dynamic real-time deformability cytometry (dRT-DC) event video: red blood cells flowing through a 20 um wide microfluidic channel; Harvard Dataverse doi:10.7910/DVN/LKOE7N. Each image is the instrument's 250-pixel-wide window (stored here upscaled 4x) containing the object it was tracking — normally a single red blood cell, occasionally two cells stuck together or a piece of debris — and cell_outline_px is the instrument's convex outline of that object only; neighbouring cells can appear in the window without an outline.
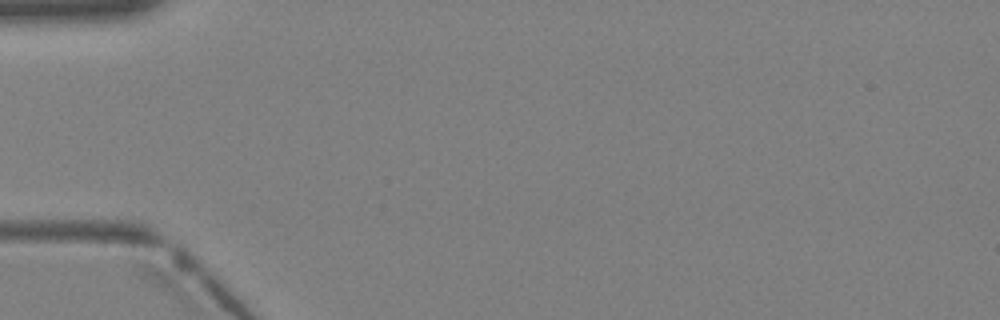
{"species": "Egyptian fruit bat (a non-hibernating species)", "species_latin": "Rousettus aegyptiacus", "temperature_condition": "warm", "stored_images_in_passage": 7, "camera_frame_rate_fps": 3000, "um_per_image_px": 0.085, "animal": {"sex": "female"}, "frame": {"image": 1, "passage_image": 3, "time_ms": 0.667, "image_size_px": [1000, 320], "cell_outline_px": [[240, 40], [232, 64], [224, 72], [188, 96], [176, 100], [164, 100], [172, 84], [180, 76], [220, 44], [228, 40]], "centroid_in_image_um": [17.35, 6.01], "position_along_channel_um": 67.6, "area_um2": 12.77}}